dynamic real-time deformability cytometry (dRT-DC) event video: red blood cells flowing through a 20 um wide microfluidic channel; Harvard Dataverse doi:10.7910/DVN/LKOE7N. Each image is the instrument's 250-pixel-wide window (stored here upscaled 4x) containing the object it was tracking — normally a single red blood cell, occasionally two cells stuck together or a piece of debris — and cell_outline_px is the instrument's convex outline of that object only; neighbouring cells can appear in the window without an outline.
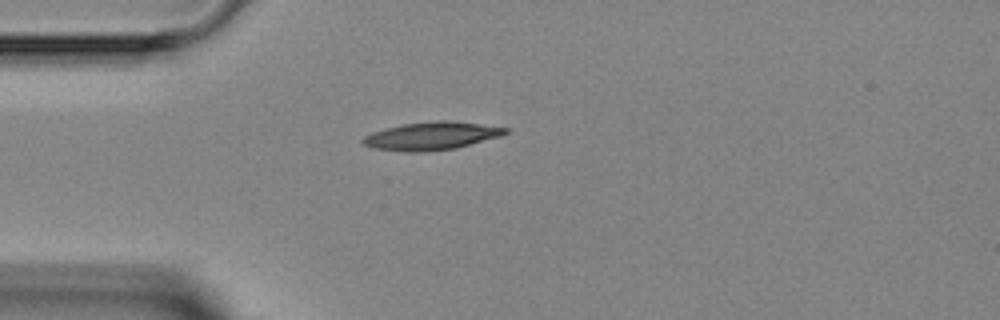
{"species": "Egyptian fruit bat (a non-hibernating species)", "species_latin": "Rousettus aegyptiacus", "temperature_condition": "room temperature", "stored_images_in_passage": 5, "camera_frame_rate_fps": 3000, "um_per_image_px": 0.085, "animal": {"sex": "female"}, "frame": {"image": 1, "passage_image": 4, "time_ms": 4.333, "image_size_px": [1000, 320], "cell_outline_px": [[508, 132], [500, 136], [456, 148], [424, 152], [404, 152], [376, 148], [364, 144], [360, 140], [364, 136], [372, 132], [384, 128], [404, 124], [436, 120], [448, 120], [480, 124], [508, 128]], "centroid_in_image_um": [36.65, 11.55], "position_along_channel_um": 48.3, "area_um2": 23.12}}